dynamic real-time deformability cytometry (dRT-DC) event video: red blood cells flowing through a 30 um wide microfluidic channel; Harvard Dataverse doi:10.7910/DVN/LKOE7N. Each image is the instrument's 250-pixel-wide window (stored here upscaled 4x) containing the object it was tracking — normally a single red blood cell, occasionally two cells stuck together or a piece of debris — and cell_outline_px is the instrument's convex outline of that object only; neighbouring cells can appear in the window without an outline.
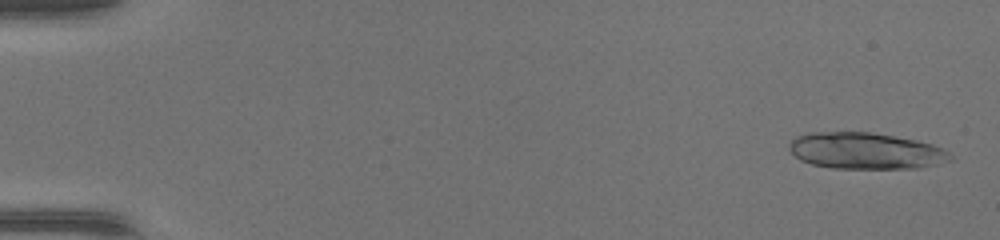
{"species": "common noctule bat (a hibernating species)", "species_latin": "Nyctalus noctula", "temperature_condition": "warm", "stored_images_in_passage": 46, "camera_frame_rate_fps": 3000, "um_per_image_px": 0.085, "animal": {"sex": "female", "body_mass_g": 17.0, "forearm_length_mm": 48.0}, "frame": {"image": 1, "passage_image": 2, "time_ms": 0.333, "image_size_px": [1000, 240], "cell_outline_px": [[952, 160], [920, 168], [832, 168], [812, 164], [800, 160], [788, 148], [788, 144], [796, 136], [808, 132], [872, 132], [916, 140], [932, 144], [944, 148], [952, 156]], "centroid_in_image_um": [73.57, 12.82], "position_along_channel_um": 11.4, "area_um2": 34.28}}